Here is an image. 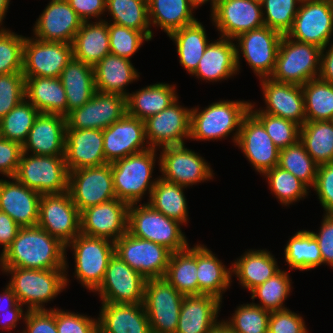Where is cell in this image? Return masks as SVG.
<instances>
[{
    "label": "cell",
    "instance_id": "cell-1",
    "mask_svg": "<svg viewBox=\"0 0 333 333\" xmlns=\"http://www.w3.org/2000/svg\"><path fill=\"white\" fill-rule=\"evenodd\" d=\"M66 252V245L39 226L21 227L0 256V268L67 270Z\"/></svg>",
    "mask_w": 333,
    "mask_h": 333
},
{
    "label": "cell",
    "instance_id": "cell-2",
    "mask_svg": "<svg viewBox=\"0 0 333 333\" xmlns=\"http://www.w3.org/2000/svg\"><path fill=\"white\" fill-rule=\"evenodd\" d=\"M251 102L245 100H220L213 102L203 110L191 109L190 137L194 141L220 140L231 135L237 141L243 118L249 112ZM200 109V111H199Z\"/></svg>",
    "mask_w": 333,
    "mask_h": 333
},
{
    "label": "cell",
    "instance_id": "cell-3",
    "mask_svg": "<svg viewBox=\"0 0 333 333\" xmlns=\"http://www.w3.org/2000/svg\"><path fill=\"white\" fill-rule=\"evenodd\" d=\"M1 271L11 275L8 285L28 311L47 310L45 303L53 301L70 282L65 269L1 268Z\"/></svg>",
    "mask_w": 333,
    "mask_h": 333
},
{
    "label": "cell",
    "instance_id": "cell-4",
    "mask_svg": "<svg viewBox=\"0 0 333 333\" xmlns=\"http://www.w3.org/2000/svg\"><path fill=\"white\" fill-rule=\"evenodd\" d=\"M156 152L157 149L149 148L111 163L117 199L130 205L139 204L147 193L150 197L158 180L151 179L157 161Z\"/></svg>",
    "mask_w": 333,
    "mask_h": 333
},
{
    "label": "cell",
    "instance_id": "cell-5",
    "mask_svg": "<svg viewBox=\"0 0 333 333\" xmlns=\"http://www.w3.org/2000/svg\"><path fill=\"white\" fill-rule=\"evenodd\" d=\"M182 225L147 203L129 205L128 232L137 238L163 245L171 252H179L189 247L180 227Z\"/></svg>",
    "mask_w": 333,
    "mask_h": 333
},
{
    "label": "cell",
    "instance_id": "cell-6",
    "mask_svg": "<svg viewBox=\"0 0 333 333\" xmlns=\"http://www.w3.org/2000/svg\"><path fill=\"white\" fill-rule=\"evenodd\" d=\"M322 49L283 35L270 78L277 82L304 85L319 77Z\"/></svg>",
    "mask_w": 333,
    "mask_h": 333
},
{
    "label": "cell",
    "instance_id": "cell-7",
    "mask_svg": "<svg viewBox=\"0 0 333 333\" xmlns=\"http://www.w3.org/2000/svg\"><path fill=\"white\" fill-rule=\"evenodd\" d=\"M70 247L75 260L74 277L94 292L101 285L108 262L115 253L114 242L80 233L66 245V249Z\"/></svg>",
    "mask_w": 333,
    "mask_h": 333
},
{
    "label": "cell",
    "instance_id": "cell-8",
    "mask_svg": "<svg viewBox=\"0 0 333 333\" xmlns=\"http://www.w3.org/2000/svg\"><path fill=\"white\" fill-rule=\"evenodd\" d=\"M14 177L26 187L40 194L68 191L69 171L64 156L22 153Z\"/></svg>",
    "mask_w": 333,
    "mask_h": 333
},
{
    "label": "cell",
    "instance_id": "cell-9",
    "mask_svg": "<svg viewBox=\"0 0 333 333\" xmlns=\"http://www.w3.org/2000/svg\"><path fill=\"white\" fill-rule=\"evenodd\" d=\"M183 298L164 277L146 280L143 305L151 333H176Z\"/></svg>",
    "mask_w": 333,
    "mask_h": 333
},
{
    "label": "cell",
    "instance_id": "cell-10",
    "mask_svg": "<svg viewBox=\"0 0 333 333\" xmlns=\"http://www.w3.org/2000/svg\"><path fill=\"white\" fill-rule=\"evenodd\" d=\"M283 35L267 26H262L238 35L236 41V60L240 71V53L259 79L270 78Z\"/></svg>",
    "mask_w": 333,
    "mask_h": 333
},
{
    "label": "cell",
    "instance_id": "cell-11",
    "mask_svg": "<svg viewBox=\"0 0 333 333\" xmlns=\"http://www.w3.org/2000/svg\"><path fill=\"white\" fill-rule=\"evenodd\" d=\"M159 169L164 180L190 187L213 179V170L204 157L185 144L160 148Z\"/></svg>",
    "mask_w": 333,
    "mask_h": 333
},
{
    "label": "cell",
    "instance_id": "cell-12",
    "mask_svg": "<svg viewBox=\"0 0 333 333\" xmlns=\"http://www.w3.org/2000/svg\"><path fill=\"white\" fill-rule=\"evenodd\" d=\"M146 280L114 253L104 279L94 293L99 294L101 303L142 304Z\"/></svg>",
    "mask_w": 333,
    "mask_h": 333
},
{
    "label": "cell",
    "instance_id": "cell-13",
    "mask_svg": "<svg viewBox=\"0 0 333 333\" xmlns=\"http://www.w3.org/2000/svg\"><path fill=\"white\" fill-rule=\"evenodd\" d=\"M37 226L64 245L80 234V211L69 191L41 195Z\"/></svg>",
    "mask_w": 333,
    "mask_h": 333
},
{
    "label": "cell",
    "instance_id": "cell-14",
    "mask_svg": "<svg viewBox=\"0 0 333 333\" xmlns=\"http://www.w3.org/2000/svg\"><path fill=\"white\" fill-rule=\"evenodd\" d=\"M117 254L144 278H163L171 251L150 240L137 238L128 231L114 242Z\"/></svg>",
    "mask_w": 333,
    "mask_h": 333
},
{
    "label": "cell",
    "instance_id": "cell-15",
    "mask_svg": "<svg viewBox=\"0 0 333 333\" xmlns=\"http://www.w3.org/2000/svg\"><path fill=\"white\" fill-rule=\"evenodd\" d=\"M68 191L80 212L115 199L111 163L69 171Z\"/></svg>",
    "mask_w": 333,
    "mask_h": 333
},
{
    "label": "cell",
    "instance_id": "cell-16",
    "mask_svg": "<svg viewBox=\"0 0 333 333\" xmlns=\"http://www.w3.org/2000/svg\"><path fill=\"white\" fill-rule=\"evenodd\" d=\"M72 58L70 43L45 42L33 36L25 37L22 73L24 77L58 78Z\"/></svg>",
    "mask_w": 333,
    "mask_h": 333
},
{
    "label": "cell",
    "instance_id": "cell-17",
    "mask_svg": "<svg viewBox=\"0 0 333 333\" xmlns=\"http://www.w3.org/2000/svg\"><path fill=\"white\" fill-rule=\"evenodd\" d=\"M333 34V4L321 1L302 2L298 6L287 36L296 41L328 47Z\"/></svg>",
    "mask_w": 333,
    "mask_h": 333
},
{
    "label": "cell",
    "instance_id": "cell-18",
    "mask_svg": "<svg viewBox=\"0 0 333 333\" xmlns=\"http://www.w3.org/2000/svg\"><path fill=\"white\" fill-rule=\"evenodd\" d=\"M126 113L125 96L96 91L87 103L66 116V129L103 130Z\"/></svg>",
    "mask_w": 333,
    "mask_h": 333
},
{
    "label": "cell",
    "instance_id": "cell-19",
    "mask_svg": "<svg viewBox=\"0 0 333 333\" xmlns=\"http://www.w3.org/2000/svg\"><path fill=\"white\" fill-rule=\"evenodd\" d=\"M191 109L182 107L178 99L169 107L144 121L150 148L183 145L190 137Z\"/></svg>",
    "mask_w": 333,
    "mask_h": 333
},
{
    "label": "cell",
    "instance_id": "cell-20",
    "mask_svg": "<svg viewBox=\"0 0 333 333\" xmlns=\"http://www.w3.org/2000/svg\"><path fill=\"white\" fill-rule=\"evenodd\" d=\"M128 208L117 198L87 207L80 212V233L115 242L128 231Z\"/></svg>",
    "mask_w": 333,
    "mask_h": 333
},
{
    "label": "cell",
    "instance_id": "cell-21",
    "mask_svg": "<svg viewBox=\"0 0 333 333\" xmlns=\"http://www.w3.org/2000/svg\"><path fill=\"white\" fill-rule=\"evenodd\" d=\"M236 146L260 175L276 167L280 149L273 143L263 124L249 111L242 120Z\"/></svg>",
    "mask_w": 333,
    "mask_h": 333
},
{
    "label": "cell",
    "instance_id": "cell-22",
    "mask_svg": "<svg viewBox=\"0 0 333 333\" xmlns=\"http://www.w3.org/2000/svg\"><path fill=\"white\" fill-rule=\"evenodd\" d=\"M210 17L220 37L229 39L264 26L262 6L251 0H219Z\"/></svg>",
    "mask_w": 333,
    "mask_h": 333
},
{
    "label": "cell",
    "instance_id": "cell-23",
    "mask_svg": "<svg viewBox=\"0 0 333 333\" xmlns=\"http://www.w3.org/2000/svg\"><path fill=\"white\" fill-rule=\"evenodd\" d=\"M149 148L144 121L127 113L103 129L104 157L108 163Z\"/></svg>",
    "mask_w": 333,
    "mask_h": 333
},
{
    "label": "cell",
    "instance_id": "cell-24",
    "mask_svg": "<svg viewBox=\"0 0 333 333\" xmlns=\"http://www.w3.org/2000/svg\"><path fill=\"white\" fill-rule=\"evenodd\" d=\"M83 20L67 0H51L33 26L34 38L72 44Z\"/></svg>",
    "mask_w": 333,
    "mask_h": 333
},
{
    "label": "cell",
    "instance_id": "cell-25",
    "mask_svg": "<svg viewBox=\"0 0 333 333\" xmlns=\"http://www.w3.org/2000/svg\"><path fill=\"white\" fill-rule=\"evenodd\" d=\"M265 109L262 112L285 118L300 127L306 122L305 104L302 86L282 83L271 78L260 79Z\"/></svg>",
    "mask_w": 333,
    "mask_h": 333
},
{
    "label": "cell",
    "instance_id": "cell-26",
    "mask_svg": "<svg viewBox=\"0 0 333 333\" xmlns=\"http://www.w3.org/2000/svg\"><path fill=\"white\" fill-rule=\"evenodd\" d=\"M0 179V211L8 214L20 227L37 226L41 195L15 177ZM12 180V181H11Z\"/></svg>",
    "mask_w": 333,
    "mask_h": 333
},
{
    "label": "cell",
    "instance_id": "cell-27",
    "mask_svg": "<svg viewBox=\"0 0 333 333\" xmlns=\"http://www.w3.org/2000/svg\"><path fill=\"white\" fill-rule=\"evenodd\" d=\"M64 157L68 171L107 164L103 149V130L66 129Z\"/></svg>",
    "mask_w": 333,
    "mask_h": 333
},
{
    "label": "cell",
    "instance_id": "cell-28",
    "mask_svg": "<svg viewBox=\"0 0 333 333\" xmlns=\"http://www.w3.org/2000/svg\"><path fill=\"white\" fill-rule=\"evenodd\" d=\"M66 117L39 113L22 145L23 153L33 155H65ZM31 152V153H30Z\"/></svg>",
    "mask_w": 333,
    "mask_h": 333
},
{
    "label": "cell",
    "instance_id": "cell-29",
    "mask_svg": "<svg viewBox=\"0 0 333 333\" xmlns=\"http://www.w3.org/2000/svg\"><path fill=\"white\" fill-rule=\"evenodd\" d=\"M234 39L219 37L206 47L197 69L191 74L203 81L219 82L238 72Z\"/></svg>",
    "mask_w": 333,
    "mask_h": 333
},
{
    "label": "cell",
    "instance_id": "cell-30",
    "mask_svg": "<svg viewBox=\"0 0 333 333\" xmlns=\"http://www.w3.org/2000/svg\"><path fill=\"white\" fill-rule=\"evenodd\" d=\"M221 304L222 301L206 294L184 296L176 333H209L219 322Z\"/></svg>",
    "mask_w": 333,
    "mask_h": 333
},
{
    "label": "cell",
    "instance_id": "cell-31",
    "mask_svg": "<svg viewBox=\"0 0 333 333\" xmlns=\"http://www.w3.org/2000/svg\"><path fill=\"white\" fill-rule=\"evenodd\" d=\"M101 304L98 317L99 333H151L143 303Z\"/></svg>",
    "mask_w": 333,
    "mask_h": 333
},
{
    "label": "cell",
    "instance_id": "cell-32",
    "mask_svg": "<svg viewBox=\"0 0 333 333\" xmlns=\"http://www.w3.org/2000/svg\"><path fill=\"white\" fill-rule=\"evenodd\" d=\"M94 68L96 91L117 93L127 97L126 86L140 77L130 59L109 53L100 60Z\"/></svg>",
    "mask_w": 333,
    "mask_h": 333
},
{
    "label": "cell",
    "instance_id": "cell-33",
    "mask_svg": "<svg viewBox=\"0 0 333 333\" xmlns=\"http://www.w3.org/2000/svg\"><path fill=\"white\" fill-rule=\"evenodd\" d=\"M204 244H197L198 294L214 296L220 301L232 281V268H227Z\"/></svg>",
    "mask_w": 333,
    "mask_h": 333
},
{
    "label": "cell",
    "instance_id": "cell-34",
    "mask_svg": "<svg viewBox=\"0 0 333 333\" xmlns=\"http://www.w3.org/2000/svg\"><path fill=\"white\" fill-rule=\"evenodd\" d=\"M276 260L267 249H249L232 262V274L242 287L251 291L281 270Z\"/></svg>",
    "mask_w": 333,
    "mask_h": 333
},
{
    "label": "cell",
    "instance_id": "cell-35",
    "mask_svg": "<svg viewBox=\"0 0 333 333\" xmlns=\"http://www.w3.org/2000/svg\"><path fill=\"white\" fill-rule=\"evenodd\" d=\"M175 87L173 84L157 82L129 93L126 97L127 114L145 121L160 113L179 98Z\"/></svg>",
    "mask_w": 333,
    "mask_h": 333
},
{
    "label": "cell",
    "instance_id": "cell-36",
    "mask_svg": "<svg viewBox=\"0 0 333 333\" xmlns=\"http://www.w3.org/2000/svg\"><path fill=\"white\" fill-rule=\"evenodd\" d=\"M84 21L72 42L73 57L95 66L110 53L108 21Z\"/></svg>",
    "mask_w": 333,
    "mask_h": 333
},
{
    "label": "cell",
    "instance_id": "cell-37",
    "mask_svg": "<svg viewBox=\"0 0 333 333\" xmlns=\"http://www.w3.org/2000/svg\"><path fill=\"white\" fill-rule=\"evenodd\" d=\"M67 96V115L87 103L96 92L94 68L74 57L60 74Z\"/></svg>",
    "mask_w": 333,
    "mask_h": 333
},
{
    "label": "cell",
    "instance_id": "cell-38",
    "mask_svg": "<svg viewBox=\"0 0 333 333\" xmlns=\"http://www.w3.org/2000/svg\"><path fill=\"white\" fill-rule=\"evenodd\" d=\"M25 98L40 113L67 116V96L59 77H25Z\"/></svg>",
    "mask_w": 333,
    "mask_h": 333
},
{
    "label": "cell",
    "instance_id": "cell-39",
    "mask_svg": "<svg viewBox=\"0 0 333 333\" xmlns=\"http://www.w3.org/2000/svg\"><path fill=\"white\" fill-rule=\"evenodd\" d=\"M204 27L197 20L168 35L176 45L179 63L190 75L197 69L198 63L210 43Z\"/></svg>",
    "mask_w": 333,
    "mask_h": 333
},
{
    "label": "cell",
    "instance_id": "cell-40",
    "mask_svg": "<svg viewBox=\"0 0 333 333\" xmlns=\"http://www.w3.org/2000/svg\"><path fill=\"white\" fill-rule=\"evenodd\" d=\"M150 25L160 27L167 36L198 19L188 0H147Z\"/></svg>",
    "mask_w": 333,
    "mask_h": 333
},
{
    "label": "cell",
    "instance_id": "cell-41",
    "mask_svg": "<svg viewBox=\"0 0 333 333\" xmlns=\"http://www.w3.org/2000/svg\"><path fill=\"white\" fill-rule=\"evenodd\" d=\"M164 278L182 295H198L197 244L171 253Z\"/></svg>",
    "mask_w": 333,
    "mask_h": 333
},
{
    "label": "cell",
    "instance_id": "cell-42",
    "mask_svg": "<svg viewBox=\"0 0 333 333\" xmlns=\"http://www.w3.org/2000/svg\"><path fill=\"white\" fill-rule=\"evenodd\" d=\"M185 188L187 189V187L169 182L158 176L147 204L170 219L183 225L187 224L189 215L187 199L184 194Z\"/></svg>",
    "mask_w": 333,
    "mask_h": 333
},
{
    "label": "cell",
    "instance_id": "cell-43",
    "mask_svg": "<svg viewBox=\"0 0 333 333\" xmlns=\"http://www.w3.org/2000/svg\"><path fill=\"white\" fill-rule=\"evenodd\" d=\"M299 140L318 164L333 163V123L330 120L306 121Z\"/></svg>",
    "mask_w": 333,
    "mask_h": 333
},
{
    "label": "cell",
    "instance_id": "cell-44",
    "mask_svg": "<svg viewBox=\"0 0 333 333\" xmlns=\"http://www.w3.org/2000/svg\"><path fill=\"white\" fill-rule=\"evenodd\" d=\"M287 242L284 255L289 269L309 271L323 264L318 242L309 230H299Z\"/></svg>",
    "mask_w": 333,
    "mask_h": 333
},
{
    "label": "cell",
    "instance_id": "cell-45",
    "mask_svg": "<svg viewBox=\"0 0 333 333\" xmlns=\"http://www.w3.org/2000/svg\"><path fill=\"white\" fill-rule=\"evenodd\" d=\"M106 12L112 16L109 22L143 32L152 39L147 0H106Z\"/></svg>",
    "mask_w": 333,
    "mask_h": 333
},
{
    "label": "cell",
    "instance_id": "cell-46",
    "mask_svg": "<svg viewBox=\"0 0 333 333\" xmlns=\"http://www.w3.org/2000/svg\"><path fill=\"white\" fill-rule=\"evenodd\" d=\"M306 121L331 120L333 84L317 77L302 85Z\"/></svg>",
    "mask_w": 333,
    "mask_h": 333
},
{
    "label": "cell",
    "instance_id": "cell-47",
    "mask_svg": "<svg viewBox=\"0 0 333 333\" xmlns=\"http://www.w3.org/2000/svg\"><path fill=\"white\" fill-rule=\"evenodd\" d=\"M291 281L289 271L281 269L263 284L256 286L250 291L252 301L255 298H259L260 301V304L254 302L252 304L260 306L269 312L288 309L283 303L287 300L290 292H292Z\"/></svg>",
    "mask_w": 333,
    "mask_h": 333
},
{
    "label": "cell",
    "instance_id": "cell-48",
    "mask_svg": "<svg viewBox=\"0 0 333 333\" xmlns=\"http://www.w3.org/2000/svg\"><path fill=\"white\" fill-rule=\"evenodd\" d=\"M39 111L26 98L0 120V137L23 145Z\"/></svg>",
    "mask_w": 333,
    "mask_h": 333
},
{
    "label": "cell",
    "instance_id": "cell-49",
    "mask_svg": "<svg viewBox=\"0 0 333 333\" xmlns=\"http://www.w3.org/2000/svg\"><path fill=\"white\" fill-rule=\"evenodd\" d=\"M278 166L291 172L308 188L314 187L318 164L307 153L300 140L293 145L280 149Z\"/></svg>",
    "mask_w": 333,
    "mask_h": 333
},
{
    "label": "cell",
    "instance_id": "cell-50",
    "mask_svg": "<svg viewBox=\"0 0 333 333\" xmlns=\"http://www.w3.org/2000/svg\"><path fill=\"white\" fill-rule=\"evenodd\" d=\"M262 176L268 181L271 193L276 196L281 205L289 206L306 198L309 188L291 172L278 165L265 172Z\"/></svg>",
    "mask_w": 333,
    "mask_h": 333
},
{
    "label": "cell",
    "instance_id": "cell-51",
    "mask_svg": "<svg viewBox=\"0 0 333 333\" xmlns=\"http://www.w3.org/2000/svg\"><path fill=\"white\" fill-rule=\"evenodd\" d=\"M255 102L250 104L249 111L263 124L273 143L283 149L295 144L300 138V126L285 118L273 116L262 112L256 107Z\"/></svg>",
    "mask_w": 333,
    "mask_h": 333
},
{
    "label": "cell",
    "instance_id": "cell-52",
    "mask_svg": "<svg viewBox=\"0 0 333 333\" xmlns=\"http://www.w3.org/2000/svg\"><path fill=\"white\" fill-rule=\"evenodd\" d=\"M270 313L252 303L241 304L225 322L235 333H268Z\"/></svg>",
    "mask_w": 333,
    "mask_h": 333
},
{
    "label": "cell",
    "instance_id": "cell-53",
    "mask_svg": "<svg viewBox=\"0 0 333 333\" xmlns=\"http://www.w3.org/2000/svg\"><path fill=\"white\" fill-rule=\"evenodd\" d=\"M300 2L298 0H264L261 4L264 25L287 34L291 29Z\"/></svg>",
    "mask_w": 333,
    "mask_h": 333
},
{
    "label": "cell",
    "instance_id": "cell-54",
    "mask_svg": "<svg viewBox=\"0 0 333 333\" xmlns=\"http://www.w3.org/2000/svg\"><path fill=\"white\" fill-rule=\"evenodd\" d=\"M0 28V74L22 72L25 36Z\"/></svg>",
    "mask_w": 333,
    "mask_h": 333
},
{
    "label": "cell",
    "instance_id": "cell-55",
    "mask_svg": "<svg viewBox=\"0 0 333 333\" xmlns=\"http://www.w3.org/2000/svg\"><path fill=\"white\" fill-rule=\"evenodd\" d=\"M110 53L130 59L144 41H151L143 32L125 26L108 23Z\"/></svg>",
    "mask_w": 333,
    "mask_h": 333
},
{
    "label": "cell",
    "instance_id": "cell-56",
    "mask_svg": "<svg viewBox=\"0 0 333 333\" xmlns=\"http://www.w3.org/2000/svg\"><path fill=\"white\" fill-rule=\"evenodd\" d=\"M25 99L22 72L0 74V120Z\"/></svg>",
    "mask_w": 333,
    "mask_h": 333
},
{
    "label": "cell",
    "instance_id": "cell-57",
    "mask_svg": "<svg viewBox=\"0 0 333 333\" xmlns=\"http://www.w3.org/2000/svg\"><path fill=\"white\" fill-rule=\"evenodd\" d=\"M58 333H99L98 318L56 308Z\"/></svg>",
    "mask_w": 333,
    "mask_h": 333
},
{
    "label": "cell",
    "instance_id": "cell-58",
    "mask_svg": "<svg viewBox=\"0 0 333 333\" xmlns=\"http://www.w3.org/2000/svg\"><path fill=\"white\" fill-rule=\"evenodd\" d=\"M268 333H309L302 316L289 308L270 313Z\"/></svg>",
    "mask_w": 333,
    "mask_h": 333
},
{
    "label": "cell",
    "instance_id": "cell-59",
    "mask_svg": "<svg viewBox=\"0 0 333 333\" xmlns=\"http://www.w3.org/2000/svg\"><path fill=\"white\" fill-rule=\"evenodd\" d=\"M314 191L324 214H333V163L318 165Z\"/></svg>",
    "mask_w": 333,
    "mask_h": 333
},
{
    "label": "cell",
    "instance_id": "cell-60",
    "mask_svg": "<svg viewBox=\"0 0 333 333\" xmlns=\"http://www.w3.org/2000/svg\"><path fill=\"white\" fill-rule=\"evenodd\" d=\"M24 323L26 328L20 333H58L56 308L48 310H27Z\"/></svg>",
    "mask_w": 333,
    "mask_h": 333
},
{
    "label": "cell",
    "instance_id": "cell-61",
    "mask_svg": "<svg viewBox=\"0 0 333 333\" xmlns=\"http://www.w3.org/2000/svg\"><path fill=\"white\" fill-rule=\"evenodd\" d=\"M23 147L20 143L0 137V174L7 178L16 175Z\"/></svg>",
    "mask_w": 333,
    "mask_h": 333
},
{
    "label": "cell",
    "instance_id": "cell-62",
    "mask_svg": "<svg viewBox=\"0 0 333 333\" xmlns=\"http://www.w3.org/2000/svg\"><path fill=\"white\" fill-rule=\"evenodd\" d=\"M323 215L319 232H310L318 242L323 264L333 268V214Z\"/></svg>",
    "mask_w": 333,
    "mask_h": 333
},
{
    "label": "cell",
    "instance_id": "cell-63",
    "mask_svg": "<svg viewBox=\"0 0 333 333\" xmlns=\"http://www.w3.org/2000/svg\"><path fill=\"white\" fill-rule=\"evenodd\" d=\"M76 14L84 21L100 17L106 12V0H67Z\"/></svg>",
    "mask_w": 333,
    "mask_h": 333
},
{
    "label": "cell",
    "instance_id": "cell-64",
    "mask_svg": "<svg viewBox=\"0 0 333 333\" xmlns=\"http://www.w3.org/2000/svg\"><path fill=\"white\" fill-rule=\"evenodd\" d=\"M21 227L6 213L0 211V246L2 254L11 246Z\"/></svg>",
    "mask_w": 333,
    "mask_h": 333
},
{
    "label": "cell",
    "instance_id": "cell-65",
    "mask_svg": "<svg viewBox=\"0 0 333 333\" xmlns=\"http://www.w3.org/2000/svg\"><path fill=\"white\" fill-rule=\"evenodd\" d=\"M25 312V313H24ZM27 311H24L23 305L18 303L14 308L0 309V328L11 332L13 328H16L18 321L24 320ZM4 316V317H3Z\"/></svg>",
    "mask_w": 333,
    "mask_h": 333
},
{
    "label": "cell",
    "instance_id": "cell-66",
    "mask_svg": "<svg viewBox=\"0 0 333 333\" xmlns=\"http://www.w3.org/2000/svg\"><path fill=\"white\" fill-rule=\"evenodd\" d=\"M326 49L324 47L321 52L319 78L333 84V43Z\"/></svg>",
    "mask_w": 333,
    "mask_h": 333
},
{
    "label": "cell",
    "instance_id": "cell-67",
    "mask_svg": "<svg viewBox=\"0 0 333 333\" xmlns=\"http://www.w3.org/2000/svg\"><path fill=\"white\" fill-rule=\"evenodd\" d=\"M0 294V309L14 308L19 302L13 289L7 284Z\"/></svg>",
    "mask_w": 333,
    "mask_h": 333
},
{
    "label": "cell",
    "instance_id": "cell-68",
    "mask_svg": "<svg viewBox=\"0 0 333 333\" xmlns=\"http://www.w3.org/2000/svg\"><path fill=\"white\" fill-rule=\"evenodd\" d=\"M211 1V2H210ZM219 0H188L189 5L195 10L201 7L203 4L210 2L211 5V14L213 13L214 9L216 8V5Z\"/></svg>",
    "mask_w": 333,
    "mask_h": 333
},
{
    "label": "cell",
    "instance_id": "cell-69",
    "mask_svg": "<svg viewBox=\"0 0 333 333\" xmlns=\"http://www.w3.org/2000/svg\"><path fill=\"white\" fill-rule=\"evenodd\" d=\"M209 333H235L225 322L219 321Z\"/></svg>",
    "mask_w": 333,
    "mask_h": 333
},
{
    "label": "cell",
    "instance_id": "cell-70",
    "mask_svg": "<svg viewBox=\"0 0 333 333\" xmlns=\"http://www.w3.org/2000/svg\"><path fill=\"white\" fill-rule=\"evenodd\" d=\"M11 0H0V28L3 24V20L6 17V12H8V7L10 6Z\"/></svg>",
    "mask_w": 333,
    "mask_h": 333
},
{
    "label": "cell",
    "instance_id": "cell-71",
    "mask_svg": "<svg viewBox=\"0 0 333 333\" xmlns=\"http://www.w3.org/2000/svg\"><path fill=\"white\" fill-rule=\"evenodd\" d=\"M315 1L328 2V3L333 4V0H315Z\"/></svg>",
    "mask_w": 333,
    "mask_h": 333
},
{
    "label": "cell",
    "instance_id": "cell-72",
    "mask_svg": "<svg viewBox=\"0 0 333 333\" xmlns=\"http://www.w3.org/2000/svg\"><path fill=\"white\" fill-rule=\"evenodd\" d=\"M251 1L262 4L264 0H251Z\"/></svg>",
    "mask_w": 333,
    "mask_h": 333
},
{
    "label": "cell",
    "instance_id": "cell-73",
    "mask_svg": "<svg viewBox=\"0 0 333 333\" xmlns=\"http://www.w3.org/2000/svg\"><path fill=\"white\" fill-rule=\"evenodd\" d=\"M300 3L302 2H309V1H313V0H298Z\"/></svg>",
    "mask_w": 333,
    "mask_h": 333
}]
</instances>
